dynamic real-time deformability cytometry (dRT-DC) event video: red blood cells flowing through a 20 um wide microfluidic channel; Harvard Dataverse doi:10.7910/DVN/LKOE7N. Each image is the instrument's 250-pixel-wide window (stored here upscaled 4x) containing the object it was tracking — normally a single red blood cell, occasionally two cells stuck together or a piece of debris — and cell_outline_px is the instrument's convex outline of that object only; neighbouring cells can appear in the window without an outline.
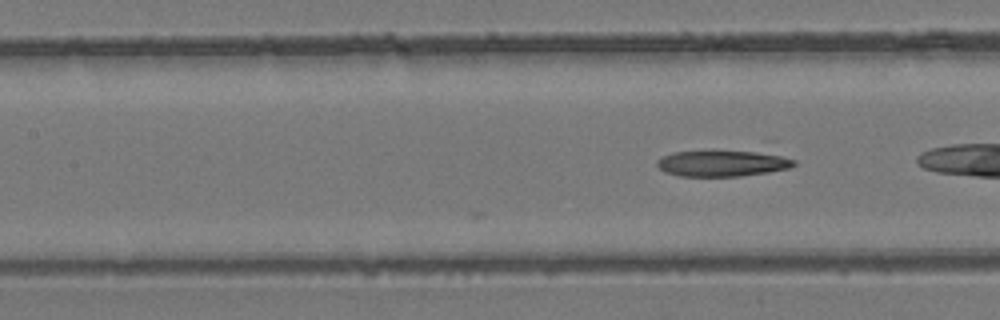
{"species": "common noctule bat (a hibernating species)", "species_latin": "Nyctalus noctula", "temperature_condition": "room temperature", "stored_images_in_passage": 6, "camera_frame_rate_fps": 3000, "um_per_image_px": 0.085, "animal": {"sex": "female", "body_mass_g": 24.6, "forearm_length_mm": 56.2}, "frame": {"image": 1, "passage_image": 6, "time_ms": 1.667, "image_size_px": [1000, 320], "cell_outline_px": [[796, 164], [788, 168], [768, 172], [740, 176], [680, 176], [664, 172], [656, 164], [656, 160], [672, 152], [704, 148], [772, 140], [776, 140], [796, 160]], "centroid_in_image_um": [61.9, 13.62], "position_along_channel_um": 145.5, "area_um2": 26.3}}